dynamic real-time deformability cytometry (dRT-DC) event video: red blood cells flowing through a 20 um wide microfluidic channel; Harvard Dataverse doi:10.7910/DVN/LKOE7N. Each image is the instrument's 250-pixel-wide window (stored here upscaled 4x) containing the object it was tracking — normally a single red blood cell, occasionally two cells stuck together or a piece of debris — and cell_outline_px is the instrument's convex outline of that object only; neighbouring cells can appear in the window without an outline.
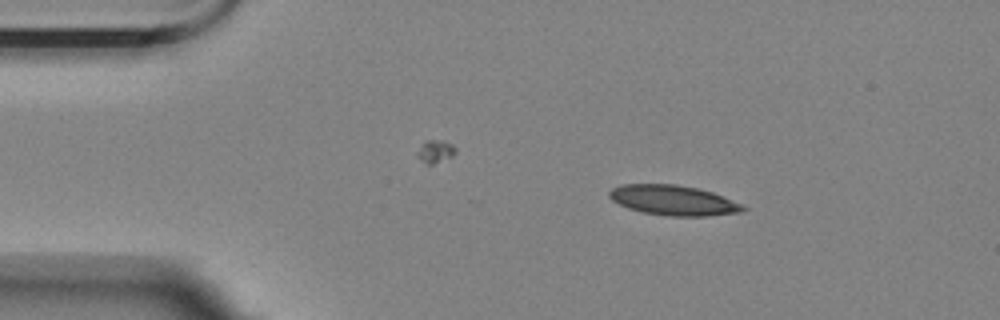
{"species": "Egyptian fruit bat (a non-hibernating species)", "species_latin": "Rousettus aegyptiacus", "temperature_condition": "room temperature", "stored_images_in_passage": 19, "camera_frame_rate_fps": 3000, "um_per_image_px": 0.085, "animal": {"sex": "female"}, "frame": {"image": 1, "passage_image": 8, "time_ms": 2.333, "image_size_px": [1000, 320], "cell_outline_px": [[748, 208], [744, 212], [708, 216], [668, 216], [644, 212], [628, 208], [612, 200], [608, 196], [608, 192], [612, 188], [620, 184], [676, 184], [696, 188], [712, 192], [740, 204]], "centroid_in_image_um": [57.22, 17.02], "position_along_channel_um": 27.8, "area_um2": 23.35}}
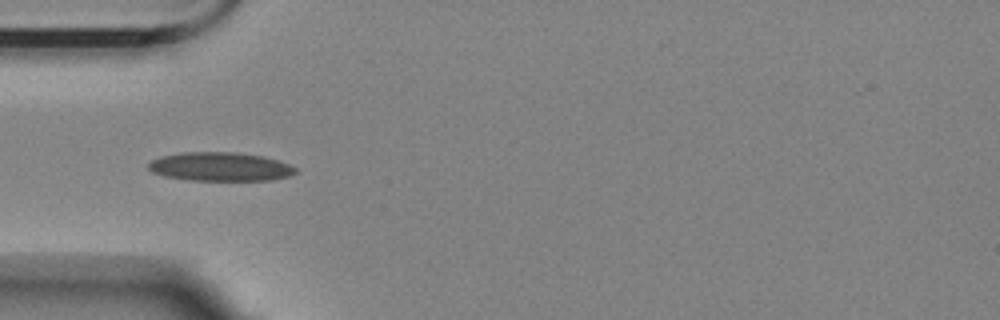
{"frame": {"image": 2, "passage_image": 16, "time_ms": 5.0, "image_size_px": [1000, 320], "cell_outline_px": [[296, 172], [288, 176], [272, 180], [192, 180], [164, 176], [152, 172], [148, 168], [148, 164], [152, 160], [160, 156], [180, 152], [236, 152], [264, 156], [288, 164], [296, 168]], "centroid_in_image_um": [18.69, 14.16], "position_along_channel_um": 66.3, "area_um2": 24.62}}